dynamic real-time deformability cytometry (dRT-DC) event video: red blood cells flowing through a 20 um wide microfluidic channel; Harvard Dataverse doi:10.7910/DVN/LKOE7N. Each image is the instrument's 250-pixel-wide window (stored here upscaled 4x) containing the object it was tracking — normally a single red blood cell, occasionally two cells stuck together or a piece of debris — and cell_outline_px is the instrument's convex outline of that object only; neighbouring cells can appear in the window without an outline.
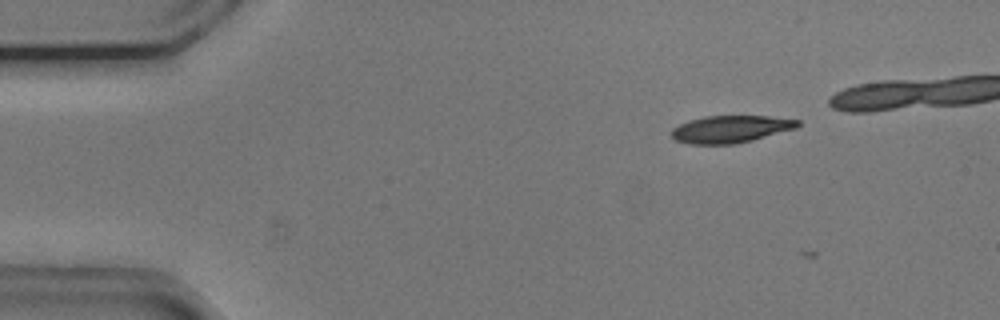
{"species": "common noctule bat (a hibernating species)", "species_latin": "Nyctalus noctula", "temperature_condition": "cold", "stored_images_in_passage": 8, "camera_frame_rate_fps": 3000, "um_per_image_px": 0.085, "animal": {"sex": "male", "body_mass_g": 20.5, "forearm_length_mm": 52.5}, "frame": {"image": 1, "passage_image": 6, "time_ms": 1.667, "image_size_px": [1000, 320], "cell_outline_px": [[800, 124], [796, 128], [752, 140], [736, 144], [688, 144], [676, 140], [668, 132], [672, 128], [688, 120], [704, 116], [768, 116], [800, 120]], "centroid_in_image_um": [62.06, 10.97], "position_along_channel_um": 22.9, "area_um2": 20.11}}